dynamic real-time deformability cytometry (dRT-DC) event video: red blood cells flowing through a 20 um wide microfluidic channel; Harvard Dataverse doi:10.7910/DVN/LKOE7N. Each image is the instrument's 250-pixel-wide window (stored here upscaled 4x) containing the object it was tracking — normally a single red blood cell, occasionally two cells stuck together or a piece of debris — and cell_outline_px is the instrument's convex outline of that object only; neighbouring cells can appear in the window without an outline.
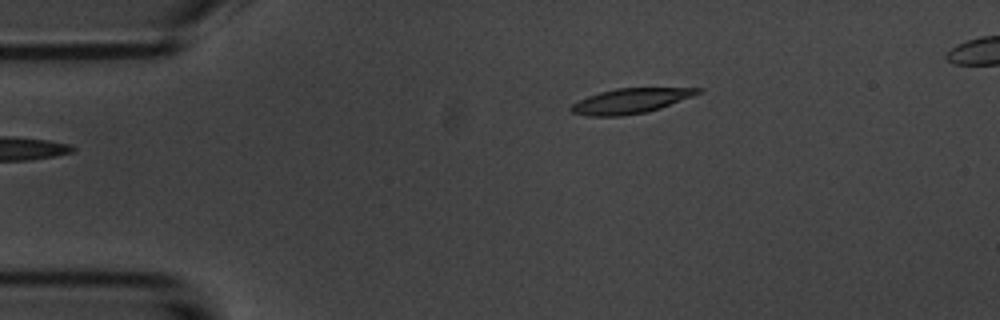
{"species": "common noctule bat (a hibernating species)", "species_latin": "Nyctalus noctula", "temperature_condition": "room temperature", "stored_images_in_passage": 4, "camera_frame_rate_fps": 3000, "um_per_image_px": 0.085, "animal": {"sex": "male", "body_mass_g": 20.1, "forearm_length_mm": 53.5}, "frame": {"image": 1, "passage_image": 4, "time_ms": 3.333, "image_size_px": [1000, 320], "cell_outline_px": [[704, 88], [700, 92], [692, 96], [660, 108], [644, 112], [620, 116], [588, 116], [572, 112], [568, 108], [572, 104], [588, 96], [600, 92], [616, 88]], "centroid_in_image_um": [53.56, 8.57], "position_along_channel_um": 31.4, "area_um2": 18.15}}